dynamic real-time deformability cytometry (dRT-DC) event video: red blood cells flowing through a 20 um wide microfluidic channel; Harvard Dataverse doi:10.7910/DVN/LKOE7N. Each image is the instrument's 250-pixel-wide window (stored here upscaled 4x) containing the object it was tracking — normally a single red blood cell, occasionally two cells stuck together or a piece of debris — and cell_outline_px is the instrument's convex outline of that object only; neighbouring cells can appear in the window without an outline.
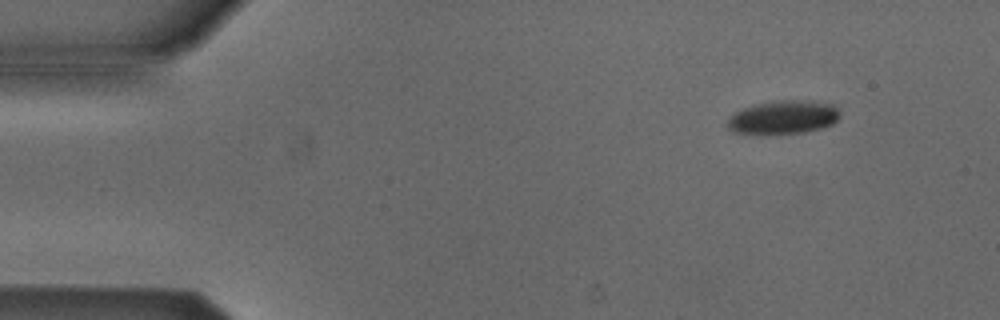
{"species": "Egyptian fruit bat (a non-hibernating species)", "species_latin": "Rousettus aegyptiacus", "temperature_condition": "cold", "stored_images_in_passage": 8, "camera_frame_rate_fps": 3000, "um_per_image_px": 0.085, "animal": {"sex": "male"}, "frame": {"image": 1, "passage_image": 2, "time_ms": 1.333, "image_size_px": [1000, 320], "cell_outline_px": [[840, 116], [832, 124], [824, 128], [804, 132], [760, 136], [732, 132], [724, 124], [728, 116], [744, 108], [756, 104], [772, 100], [804, 100], [832, 104], [836, 108]], "centroid_in_image_um": [66.49, 10.0], "position_along_channel_um": 18.5, "area_um2": 22.66}}
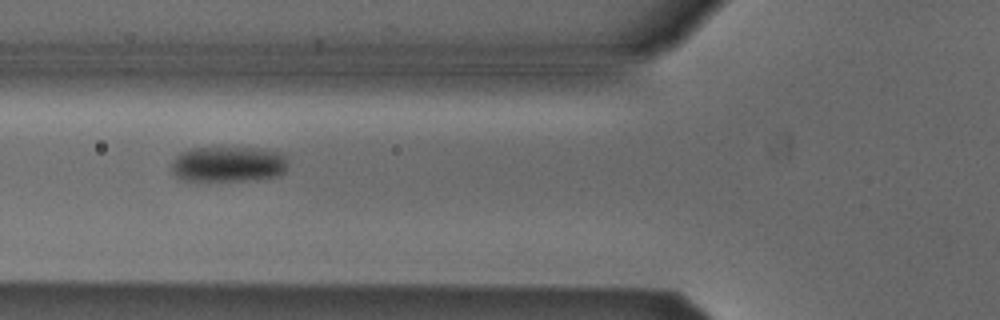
{"frame": {"image": 2, "passage_image": 6, "time_ms": 6.0, "image_size_px": [1000, 320], "cell_outline_px": [[288, 164], [284, 172], [280, 176], [256, 180], [184, 180], [176, 176], [172, 172], [172, 160], [180, 152], [192, 148], [256, 148], [280, 152], [288, 156]], "centroid_in_image_um": [19.45, 13.95], "position_along_channel_um": 106.3, "area_um2": 24.33}}
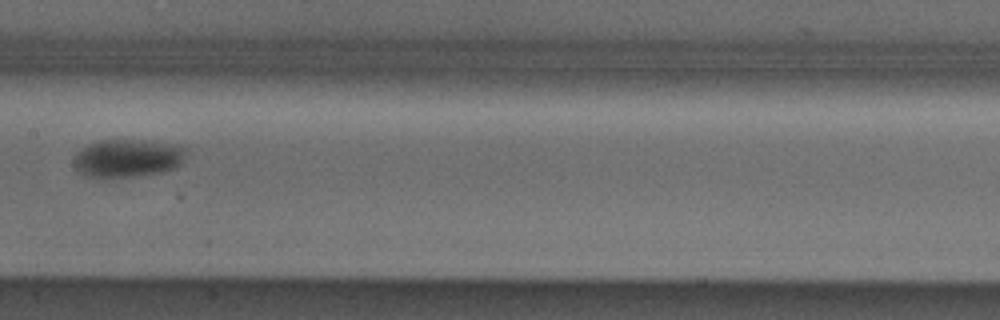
{"frame": {"image": 3, "passage_image": 8, "time_ms": 8.333, "image_size_px": [1000, 320], "cell_outline_px": [[188, 148], [180, 164], [176, 168], [160, 172], [104, 180], [88, 176], [80, 172], [76, 168], [72, 160], [76, 152], [88, 144], [100, 140], [144, 140], [184, 144]], "centroid_in_image_um": [10.85, 13.44], "position_along_channel_um": 196.5, "area_um2": 25.55}}